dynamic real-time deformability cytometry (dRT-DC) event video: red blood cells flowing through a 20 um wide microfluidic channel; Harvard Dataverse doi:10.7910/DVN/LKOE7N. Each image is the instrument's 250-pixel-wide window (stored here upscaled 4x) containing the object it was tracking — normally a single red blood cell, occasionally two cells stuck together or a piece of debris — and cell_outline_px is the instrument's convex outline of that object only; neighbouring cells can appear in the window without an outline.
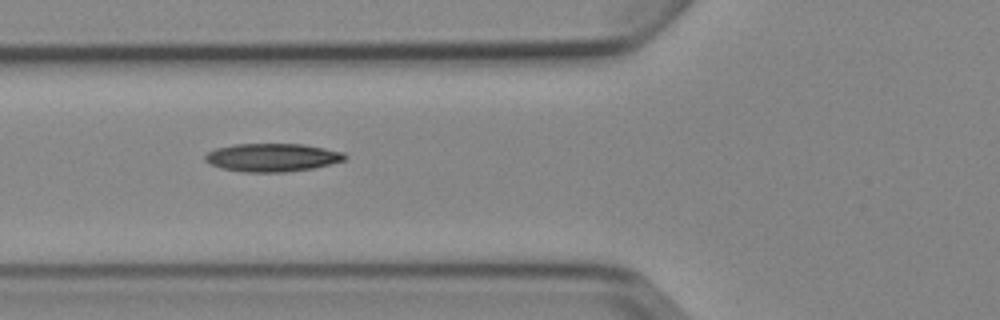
{"species": "Egyptian fruit bat (a non-hibernating species)", "species_latin": "Rousettus aegyptiacus", "temperature_condition": "cold", "stored_images_in_passage": 6, "camera_frame_rate_fps": 3000, "um_per_image_px": 0.085, "animal": {"sex": "female"}, "frame": {"image": 1, "passage_image": 6, "time_ms": 6.0, "image_size_px": [1000, 320], "cell_outline_px": [[348, 156], [344, 160], [312, 168], [284, 172], [244, 172], [220, 168], [204, 160], [204, 156], [208, 152], [216, 148], [236, 144], [304, 144], [344, 152]], "centroid_in_image_um": [23.13, 13.38], "position_along_channel_um": 102.7, "area_um2": 22.83}}